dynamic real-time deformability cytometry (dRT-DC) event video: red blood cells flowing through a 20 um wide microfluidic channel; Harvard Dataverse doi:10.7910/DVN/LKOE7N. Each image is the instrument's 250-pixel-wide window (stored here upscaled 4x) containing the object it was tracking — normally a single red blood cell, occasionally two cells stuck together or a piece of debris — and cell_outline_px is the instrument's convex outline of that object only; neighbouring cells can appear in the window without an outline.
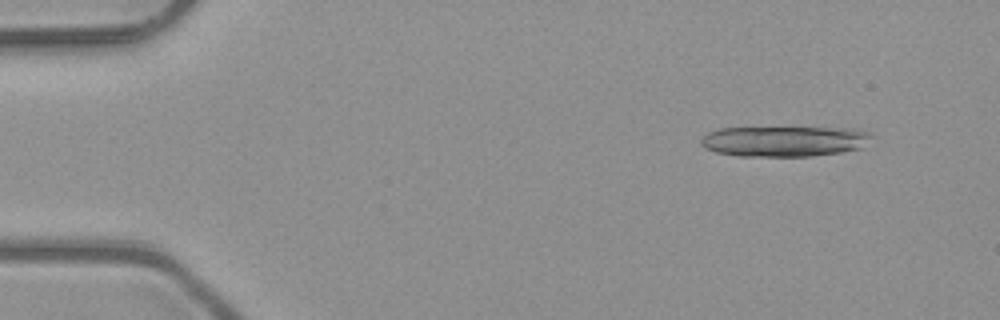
{"species": "common noctule bat (a hibernating species)", "species_latin": "Nyctalus noctula", "temperature_condition": "room temperature", "stored_images_in_passage": 8, "camera_frame_rate_fps": 3000, "um_per_image_px": 0.085, "animal": {"sex": "male", "body_mass_g": 23.1, "forearm_length_mm": 52.7}, "frame": {"image": 1, "passage_image": 2, "time_ms": 0.333, "image_size_px": [1000, 320], "cell_outline_px": [[876, 136], [860, 148], [844, 152], [812, 156], [740, 156], [716, 152], [704, 148], [700, 144], [700, 140], [708, 132], [720, 128], [852, 128], [868, 132]], "centroid_in_image_um": [66.69, 12.0], "position_along_channel_um": 18.3, "area_um2": 30.46}}
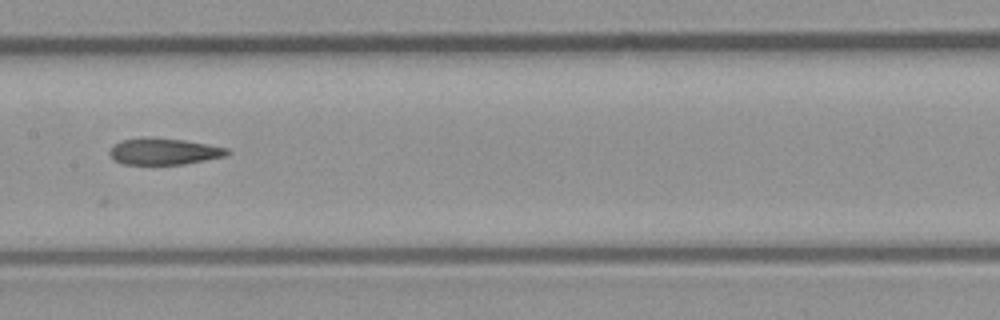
{"frame": {"image": 2, "passage_image": 8, "time_ms": 2.333, "image_size_px": [1000, 320], "cell_outline_px": [[232, 152], [224, 156], [184, 164], [124, 164], [112, 160], [108, 152], [112, 144], [120, 140], [144, 136], [184, 140], [228, 148]], "centroid_in_image_um": [13.86, 12.86], "position_along_channel_um": 193.5, "area_um2": 18.38}}